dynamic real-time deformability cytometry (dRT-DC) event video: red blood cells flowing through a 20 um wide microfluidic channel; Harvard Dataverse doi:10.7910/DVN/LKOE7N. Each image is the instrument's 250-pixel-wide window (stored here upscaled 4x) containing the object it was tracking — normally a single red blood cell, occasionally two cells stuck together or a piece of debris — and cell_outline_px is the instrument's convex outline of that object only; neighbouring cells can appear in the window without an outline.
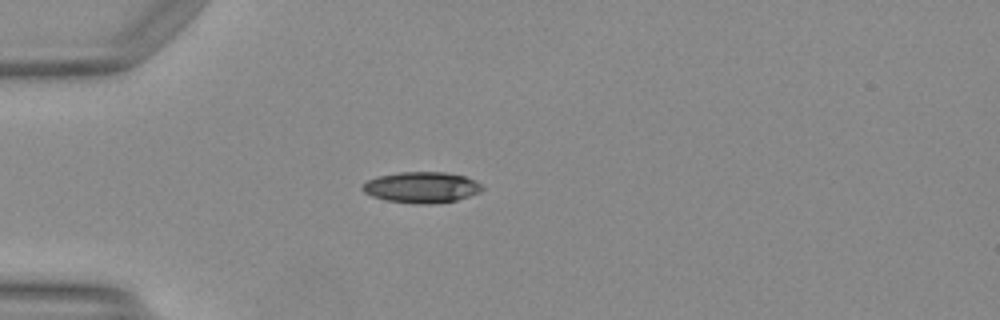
{"species": "Egyptian fruit bat (a non-hibernating species)", "species_latin": "Rousettus aegyptiacus", "temperature_condition": "warm", "stored_images_in_passage": 36, "camera_frame_rate_fps": 3000, "um_per_image_px": 0.085, "animal": {"sex": "female"}, "frame": {"image": 1, "passage_image": 1, "time_ms": 0.0, "image_size_px": [1000, 320], "cell_outline_px": [[484, 188], [480, 192], [456, 200], [424, 204], [420, 204], [388, 200], [372, 196], [364, 192], [360, 188], [368, 180], [376, 176], [400, 172], [444, 172], [464, 176], [480, 184]], "centroid_in_image_um": [35.81, 15.91], "position_along_channel_um": 49.2, "area_um2": 21.27}}
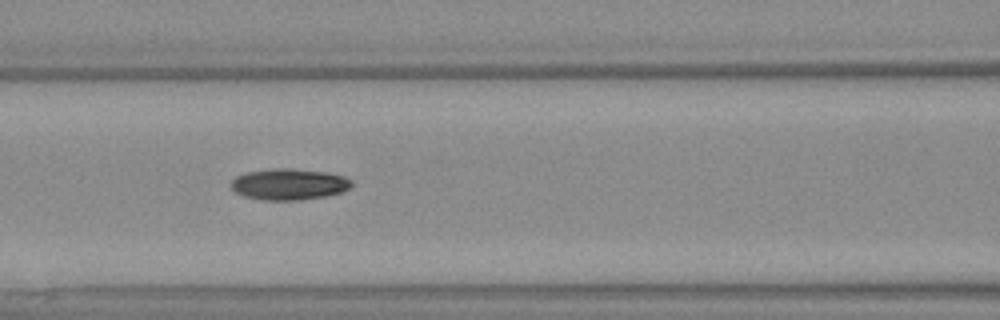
{"frame": {"image": 2, "passage_image": 9, "time_ms": 2.667, "image_size_px": [1000, 320], "cell_outline_px": [[352, 188], [340, 192], [324, 196], [300, 200], [264, 200], [244, 196], [236, 192], [232, 188], [232, 180], [236, 176], [244, 172], [272, 168], [292, 168], [324, 172], [344, 176], [352, 180]], "centroid_in_image_um": [24.56, 15.65], "position_along_channel_um": 142.0, "area_um2": 21.96}}
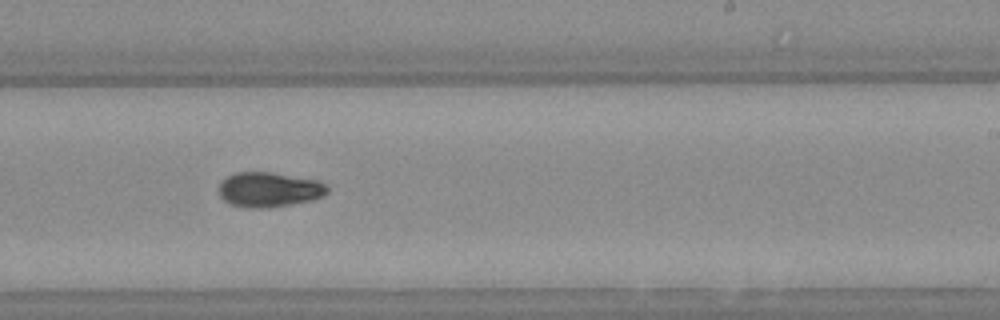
{"frame": {"image": 3, "passage_image": 18, "time_ms": 5.667, "image_size_px": [1000, 320], "cell_outline_px": [[328, 192], [324, 196], [312, 200], [288, 204], [260, 208], [248, 208], [232, 204], [224, 200], [220, 196], [220, 180], [236, 172], [272, 172], [316, 180], [324, 184], [328, 188]], "centroid_in_image_um": [22.86, 16.1], "position_along_channel_um": 266.1, "area_um2": 21.79}, "authors_computed_cell_mechanics": {"area_um2": 21.2704, "velocity_mm_per_s": 4.1616, "shape_relaxation_time_tau1_ms": 9.855, "shape_relaxation_time_tau2_ms": 5.4119, "deformation_change_tau1": 0.2549, "deformation_change_tau2": 0.1032}}